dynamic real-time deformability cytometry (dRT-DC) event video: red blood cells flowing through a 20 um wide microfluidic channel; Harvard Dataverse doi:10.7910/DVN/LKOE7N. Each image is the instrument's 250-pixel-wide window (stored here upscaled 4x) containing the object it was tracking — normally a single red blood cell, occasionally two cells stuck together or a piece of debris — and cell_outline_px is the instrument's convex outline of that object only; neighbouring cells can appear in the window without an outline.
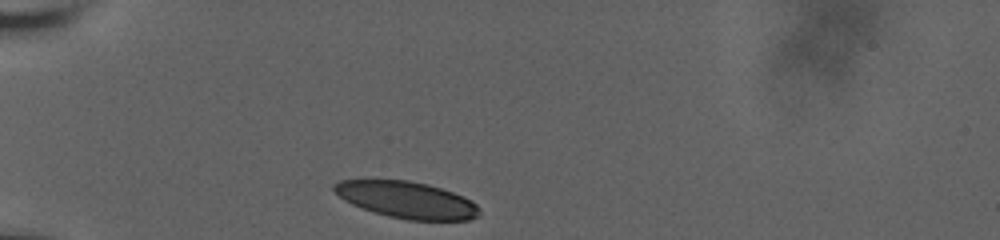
{"species": "human", "species_latin": "Homo sapiens", "temperature_condition": "room temperature", "stored_images_in_passage": 5, "camera_frame_rate_fps": 3000, "um_per_image_px": 0.085, "donor": {"sex": "male"}, "frame": {"image": 1, "passage_image": 1, "time_ms": 0.0, "image_size_px": [1000, 240], "cell_outline_px": [[480, 216], [468, 220], [408, 220], [388, 216], [352, 204], [344, 200], [332, 188], [332, 184], [340, 180], [408, 180], [428, 184], [464, 196], [472, 200], [480, 208]], "centroid_in_image_um": [34.61, 16.99], "position_along_channel_um": 50.4, "area_um2": 30.98}}
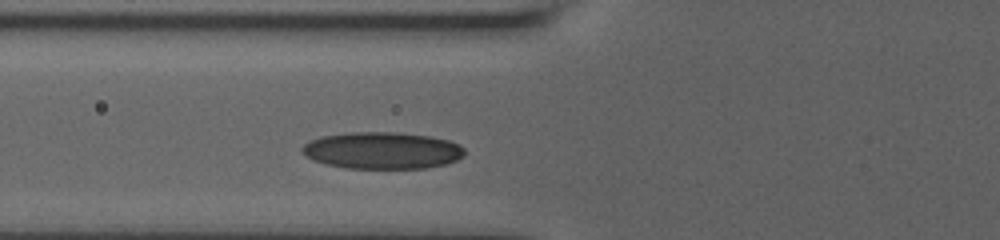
{"frame": {"image": 2, "passage_image": 5, "time_ms": 2.0, "image_size_px": [1000, 240], "cell_outline_px": [[464, 156], [448, 164], [424, 168], [344, 168], [324, 164], [312, 160], [304, 156], [300, 152], [300, 148], [304, 144], [320, 136], [352, 132], [400, 132], [428, 136], [448, 140], [460, 144], [464, 148]], "centroid_in_image_um": [32.46, 12.79], "position_along_channel_um": 93.3, "area_um2": 35.26}}